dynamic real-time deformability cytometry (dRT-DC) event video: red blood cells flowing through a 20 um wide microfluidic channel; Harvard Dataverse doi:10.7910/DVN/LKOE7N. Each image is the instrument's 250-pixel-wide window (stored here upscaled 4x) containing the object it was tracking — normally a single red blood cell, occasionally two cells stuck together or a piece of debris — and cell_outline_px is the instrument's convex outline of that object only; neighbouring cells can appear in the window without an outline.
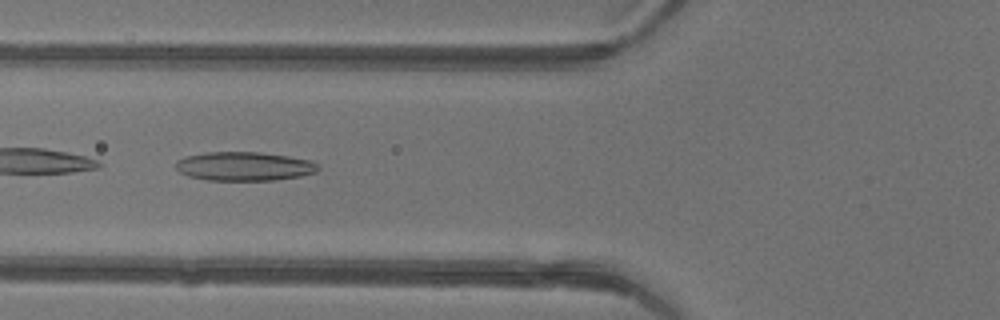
{"species": "common noctule bat (a hibernating species)", "species_latin": "Nyctalus noctula", "temperature_condition": "warm", "stored_images_in_passage": 30, "camera_frame_rate_fps": 3000, "um_per_image_px": 0.085, "animal": {"sex": "female"}, "frame": {"image": 1, "passage_image": 3, "time_ms": 0.667, "image_size_px": [1000, 320], "cell_outline_px": [[320, 168], [316, 172], [300, 176], [276, 180], [208, 180], [188, 176], [180, 172], [176, 168], [176, 160], [184, 156], [208, 152], [260, 152], [288, 156], [312, 160], [320, 164]], "centroid_in_image_um": [20.78, 14.13], "position_along_channel_um": 105.0, "area_um2": 24.16}}
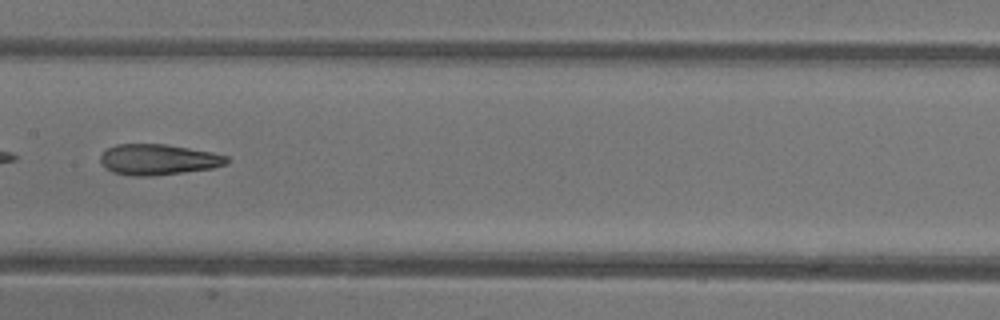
{"frame": {"image": 2, "passage_image": 9, "time_ms": 2.667, "image_size_px": [1000, 320], "cell_outline_px": [[228, 164], [212, 168], [184, 172], [152, 176], [132, 176], [112, 172], [104, 168], [100, 160], [100, 156], [108, 148], [116, 144], [164, 144], [212, 152], [228, 156]], "centroid_in_image_um": [13.44, 13.57], "position_along_channel_um": 194.0, "area_um2": 22.66}}
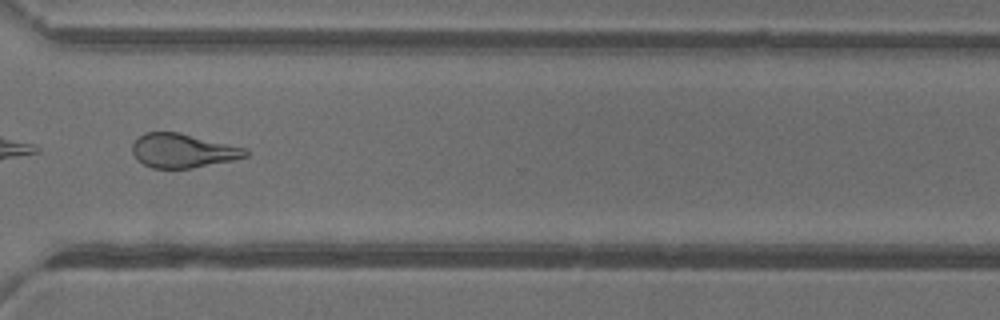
{"frame": {"image": 3, "passage_image": 20, "time_ms": 6.333, "image_size_px": [1000, 320], "cell_outline_px": [[248, 156], [232, 160], [192, 168], [152, 168], [144, 164], [132, 152], [132, 144], [144, 132], [180, 132], [248, 148]], "centroid_in_image_um": [15.58, 12.79], "position_along_channel_um": 355.0, "area_um2": 22.43}}